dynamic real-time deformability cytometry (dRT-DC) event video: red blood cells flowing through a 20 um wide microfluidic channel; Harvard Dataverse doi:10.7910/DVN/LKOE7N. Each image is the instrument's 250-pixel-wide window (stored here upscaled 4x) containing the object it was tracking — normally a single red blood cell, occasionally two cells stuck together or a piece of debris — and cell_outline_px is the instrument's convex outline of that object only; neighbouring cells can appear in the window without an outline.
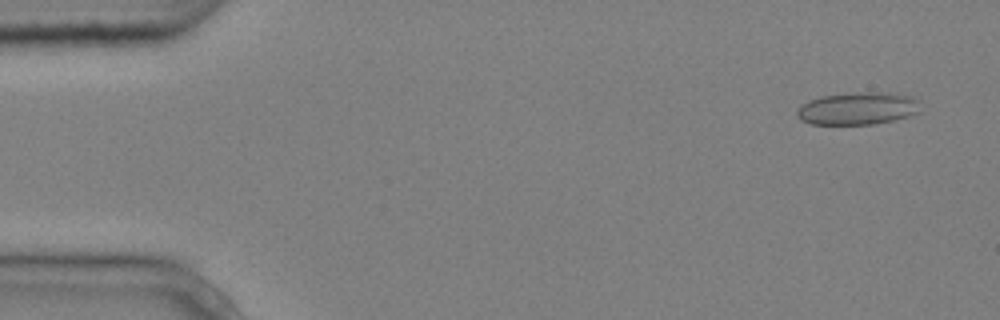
{"species": "common noctule bat (a hibernating species)", "species_latin": "Nyctalus noctula", "temperature_condition": "cold", "stored_images_in_passage": 5, "camera_frame_rate_fps": 3000, "um_per_image_px": 0.085, "animal": {"sex": "male", "body_mass_g": 20.4}, "frame": {"image": 1, "passage_image": 1, "time_ms": 0.0, "image_size_px": [1000, 320], "cell_outline_px": [[920, 112], [912, 116], [872, 124], [812, 124], [800, 120], [796, 112], [800, 104], [808, 100], [824, 96], [856, 92], [896, 92], [912, 96], [920, 100]], "centroid_in_image_um": [72.97, 9.2], "position_along_channel_um": 12.0, "area_um2": 23.76}}
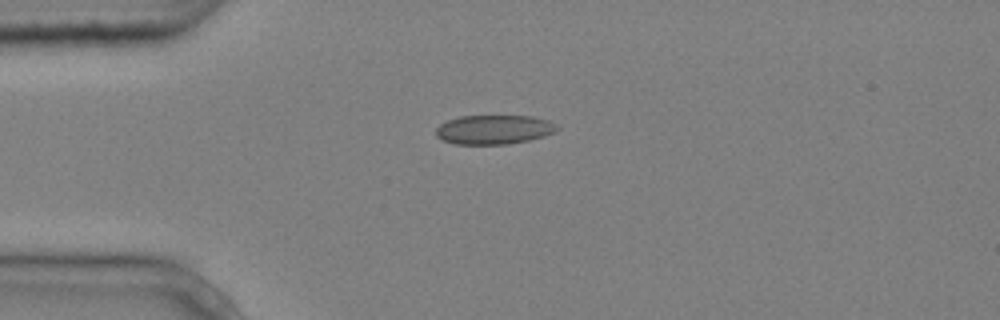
{"frame": {"image": 2, "passage_image": 4, "time_ms": 1.0, "image_size_px": [1000, 320], "cell_outline_px": [[560, 128], [556, 132], [544, 136], [528, 140], [508, 144], [456, 144], [444, 140], [436, 136], [436, 128], [440, 124], [448, 120], [460, 116], [532, 116], [548, 120], [556, 124]], "centroid_in_image_um": [42.01, 11.01], "position_along_channel_um": 43.0, "area_um2": 20.63}}